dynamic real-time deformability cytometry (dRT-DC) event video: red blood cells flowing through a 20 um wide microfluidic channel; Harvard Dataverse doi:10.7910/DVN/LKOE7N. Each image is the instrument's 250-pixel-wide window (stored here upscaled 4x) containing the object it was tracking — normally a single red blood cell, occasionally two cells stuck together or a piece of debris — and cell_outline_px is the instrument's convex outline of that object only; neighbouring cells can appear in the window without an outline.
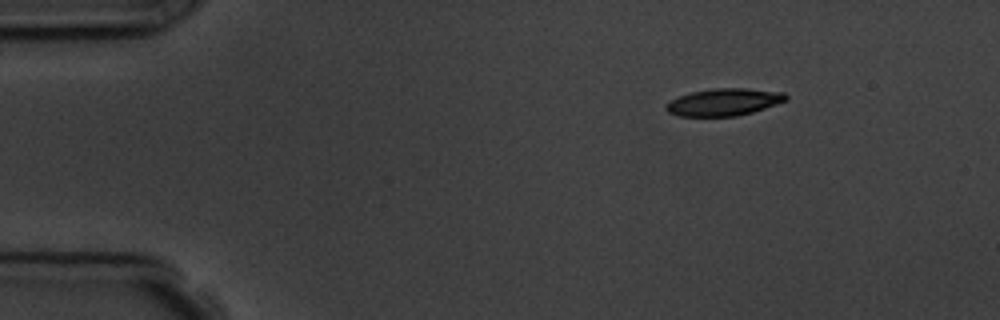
{"species": "common noctule bat (a hibernating species)", "species_latin": "Nyctalus noctula", "temperature_condition": "room temperature", "stored_images_in_passage": 3, "camera_frame_rate_fps": 3000, "um_per_image_px": 0.085, "animal": {"sex": "male", "body_mass_g": 19.5, "forearm_length_mm": 54.6}, "frame": {"image": 1, "passage_image": 1, "time_ms": 0.0, "image_size_px": [1000, 320], "cell_outline_px": [[788, 100], [752, 112], [736, 116], [680, 116], [668, 112], [664, 108], [668, 100], [692, 92], [712, 88], [748, 88], [784, 92], [788, 96]], "centroid_in_image_um": [61.53, 8.67], "position_along_channel_um": 23.5, "area_um2": 19.07}}